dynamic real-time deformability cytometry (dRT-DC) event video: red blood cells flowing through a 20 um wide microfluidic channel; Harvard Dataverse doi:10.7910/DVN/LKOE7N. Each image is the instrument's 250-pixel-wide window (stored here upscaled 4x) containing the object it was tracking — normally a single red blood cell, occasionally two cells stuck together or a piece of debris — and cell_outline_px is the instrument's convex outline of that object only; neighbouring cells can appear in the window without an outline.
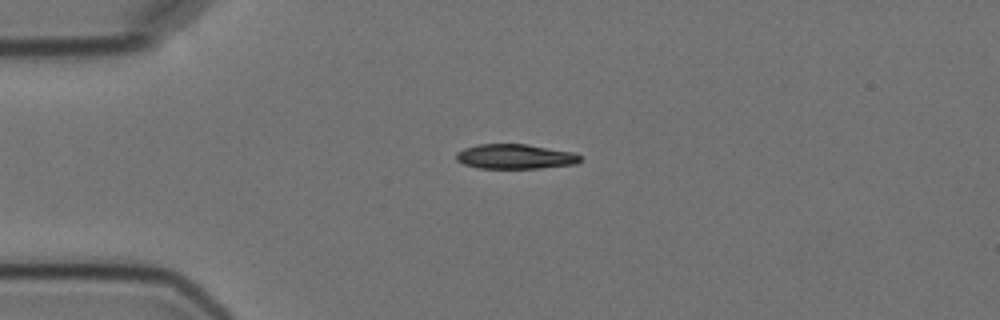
{"species": "Egyptian fruit bat (a non-hibernating species)", "species_latin": "Rousettus aegyptiacus", "temperature_condition": "cold", "stored_images_in_passage": 3, "camera_frame_rate_fps": 3000, "um_per_image_px": 0.085, "animal": {"sex": "female"}, "frame": {"image": 1, "passage_image": 2, "time_ms": 1.333, "image_size_px": [1000, 320], "cell_outline_px": [[580, 160], [576, 164], [540, 168], [480, 168], [464, 164], [456, 160], [456, 152], [464, 148], [476, 144], [528, 144], [572, 152], [580, 156]], "centroid_in_image_um": [43.76, 13.3], "position_along_channel_um": 41.2, "area_um2": 17.86}}